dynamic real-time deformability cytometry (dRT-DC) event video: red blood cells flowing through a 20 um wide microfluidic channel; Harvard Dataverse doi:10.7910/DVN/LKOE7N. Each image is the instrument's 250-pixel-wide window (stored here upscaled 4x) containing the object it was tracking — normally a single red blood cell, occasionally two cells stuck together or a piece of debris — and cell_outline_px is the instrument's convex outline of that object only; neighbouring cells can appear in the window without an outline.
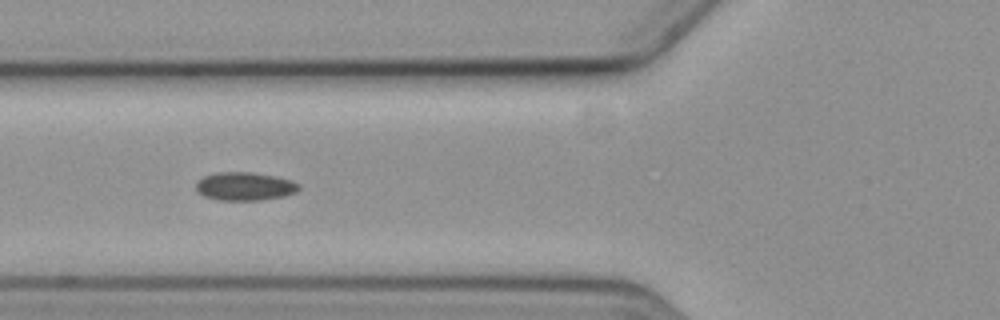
{"species": "common noctule bat (a hibernating species)", "species_latin": "Nyctalus noctula", "temperature_condition": "cold", "stored_images_in_passage": 10, "camera_frame_rate_fps": 3000, "um_per_image_px": 0.085, "animal": {"sex": "female", "body_mass_g": 19.3, "forearm_length_mm": 54.1}, "frame": {"image": 1, "passage_image": 5, "time_ms": 5.667, "image_size_px": [1000, 320], "cell_outline_px": [[300, 188], [296, 192], [284, 196], [260, 200], [220, 200], [204, 196], [196, 192], [196, 184], [204, 176], [216, 172], [252, 172], [276, 176], [300, 184]], "centroid_in_image_um": [20.8, 15.84], "position_along_channel_um": 105.0, "area_um2": 16.94}}
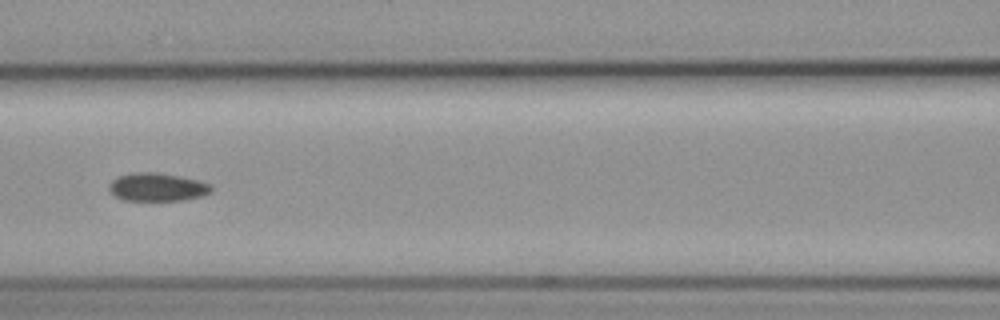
{"frame": {"image": 2, "passage_image": 6, "time_ms": 7.0, "image_size_px": [1000, 320], "cell_outline_px": [[212, 192], [204, 196], [184, 200], [124, 200], [116, 196], [108, 188], [112, 180], [120, 176], [132, 172], [156, 172], [180, 176], [200, 180], [212, 184]], "centroid_in_image_um": [13.44, 15.9], "position_along_channel_um": 153.2, "area_um2": 16.88}}
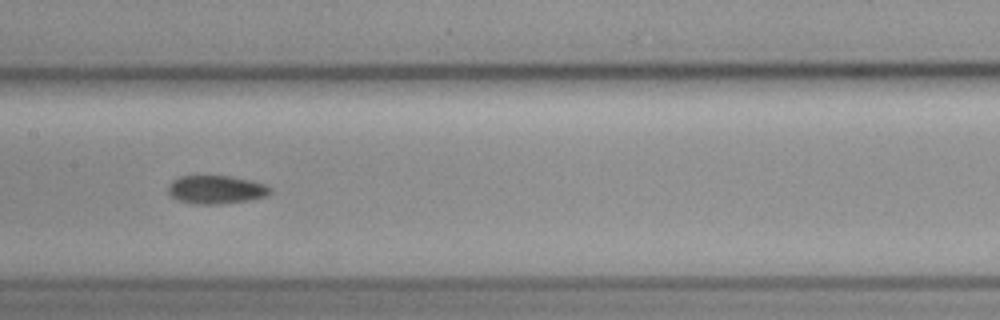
{"frame": {"image": 3, "passage_image": 7, "time_ms": 8.0, "image_size_px": [1000, 320], "cell_outline_px": [[272, 192], [268, 196], [252, 200], [220, 204], [192, 204], [176, 200], [168, 192], [168, 188], [172, 180], [180, 176], [228, 176], [252, 180], [264, 184], [272, 188]], "centroid_in_image_um": [18.4, 16.13], "position_along_channel_um": 189.0, "area_um2": 17.11}}